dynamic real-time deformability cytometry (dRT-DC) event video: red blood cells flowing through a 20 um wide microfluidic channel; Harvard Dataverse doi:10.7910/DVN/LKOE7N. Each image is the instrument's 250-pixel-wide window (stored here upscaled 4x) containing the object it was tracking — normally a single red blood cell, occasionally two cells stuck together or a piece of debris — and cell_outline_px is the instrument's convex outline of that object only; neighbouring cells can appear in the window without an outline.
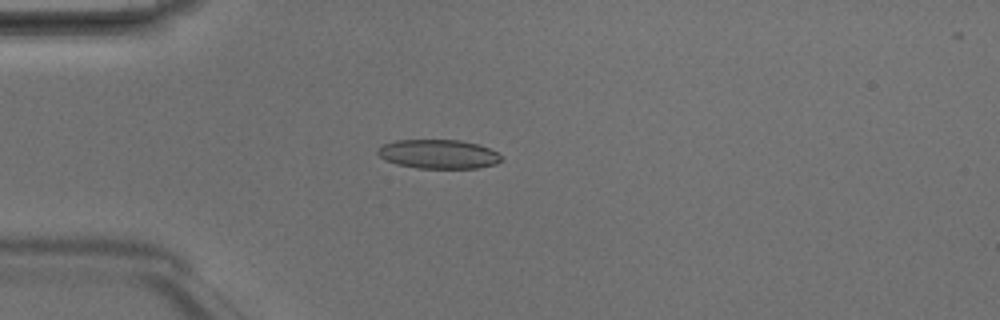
{"species": "Egyptian fruit bat (a non-hibernating species)", "species_latin": "Rousettus aegyptiacus", "temperature_condition": "room temperature", "stored_images_in_passage": 3, "camera_frame_rate_fps": 3000, "um_per_image_px": 0.085, "animal": {"sex": "male"}, "frame": {"image": 1, "passage_image": 3, "time_ms": 0.667, "image_size_px": [1000, 320], "cell_outline_px": [[504, 160], [496, 164], [480, 168], [416, 168], [396, 164], [384, 160], [376, 152], [376, 148], [384, 144], [396, 140], [460, 140], [476, 144], [488, 148], [496, 152]], "centroid_in_image_um": [37.24, 13.1], "position_along_channel_um": 47.8, "area_um2": 21.04}}